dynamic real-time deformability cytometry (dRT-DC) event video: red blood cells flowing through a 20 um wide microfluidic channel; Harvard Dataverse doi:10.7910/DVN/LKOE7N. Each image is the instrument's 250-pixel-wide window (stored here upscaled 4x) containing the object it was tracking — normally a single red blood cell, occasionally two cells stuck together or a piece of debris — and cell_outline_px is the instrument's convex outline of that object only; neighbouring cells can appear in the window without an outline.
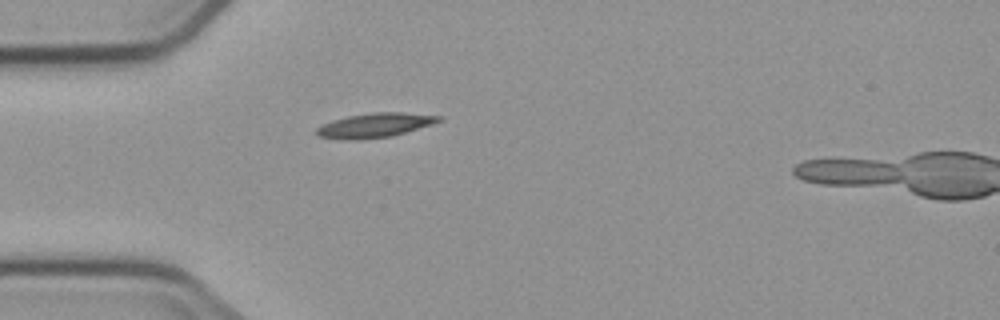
{"species": "common noctule bat (a hibernating species)", "species_latin": "Nyctalus noctula", "temperature_condition": "cold", "stored_images_in_passage": 1, "camera_frame_rate_fps": 3000, "um_per_image_px": 0.085, "animal": {"sex": "male", "body_mass_g": 23.1, "forearm_length_mm": 52.7}, "frame": {"image": 1, "passage_image": 1, "time_ms": 0.0, "image_size_px": [1000, 320], "cell_outline_px": [[444, 120], [432, 124], [392, 136], [356, 140], [348, 140], [320, 136], [316, 132], [316, 128], [332, 120], [348, 116], [372, 112], [404, 112], [444, 116]], "centroid_in_image_um": [31.92, 10.63], "position_along_channel_um": 53.1, "area_um2": 17.34}}